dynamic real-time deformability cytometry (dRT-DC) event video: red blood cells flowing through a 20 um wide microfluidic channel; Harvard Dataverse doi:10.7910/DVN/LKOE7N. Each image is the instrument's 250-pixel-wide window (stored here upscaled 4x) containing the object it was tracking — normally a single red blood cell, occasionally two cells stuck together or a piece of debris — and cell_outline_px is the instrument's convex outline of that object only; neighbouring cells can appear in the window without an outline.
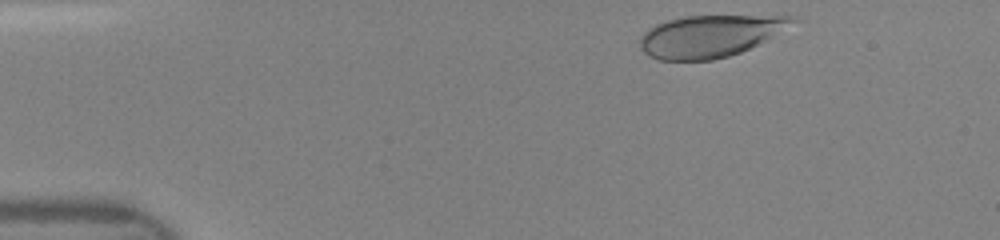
{"species": "human", "species_latin": "Homo sapiens", "temperature_condition": "room temperature", "stored_images_in_passage": 42, "camera_frame_rate_fps": 3000, "um_per_image_px": 0.085, "donor": {"sex": "female"}, "frame": {"image": 1, "passage_image": 2, "time_ms": 0.333, "image_size_px": [1000, 240], "cell_outline_px": [[800, 20], [764, 40], [740, 52], [728, 56], [712, 60], [660, 60], [648, 56], [640, 48], [640, 36], [648, 28], [656, 24], [668, 20], [684, 16], [796, 16]], "centroid_in_image_um": [60.29, 3.06], "position_along_channel_um": 24.7, "area_um2": 36.93}}
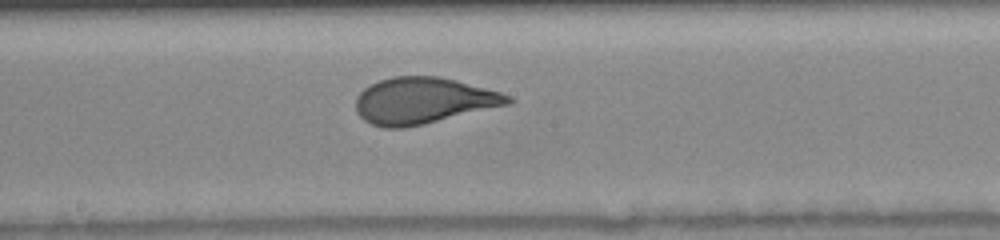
{"frame": {"image": 2, "passage_image": 21, "time_ms": 6.667, "image_size_px": [1000, 240], "cell_outline_px": [[516, 100], [512, 104], [424, 124], [404, 128], [384, 128], [372, 124], [364, 120], [356, 112], [356, 96], [364, 88], [380, 80], [392, 76], [440, 76], [456, 80], [500, 92], [512, 96]], "centroid_in_image_um": [36.0, 8.56], "position_along_channel_um": 212.2, "area_um2": 41.33}}
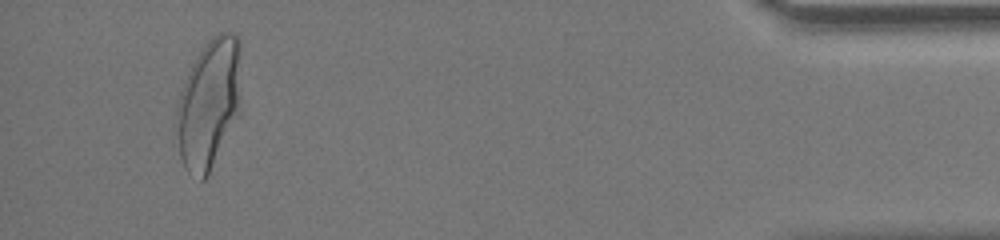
{"frame": {"image": 3, "passage_image": 40, "time_ms": 13.0, "image_size_px": [1000, 240], "cell_outline_px": [[240, 112], [208, 176], [204, 180], [200, 180], [188, 172], [184, 168], [180, 156], [176, 116], [176, 104], [180, 92], [188, 72], [196, 56], [208, 40], [212, 36], [220, 32], [232, 32], [240, 40]], "centroid_in_image_um": [17.77, 8.8], "position_along_channel_um": 417.4, "area_um2": 49.07}}